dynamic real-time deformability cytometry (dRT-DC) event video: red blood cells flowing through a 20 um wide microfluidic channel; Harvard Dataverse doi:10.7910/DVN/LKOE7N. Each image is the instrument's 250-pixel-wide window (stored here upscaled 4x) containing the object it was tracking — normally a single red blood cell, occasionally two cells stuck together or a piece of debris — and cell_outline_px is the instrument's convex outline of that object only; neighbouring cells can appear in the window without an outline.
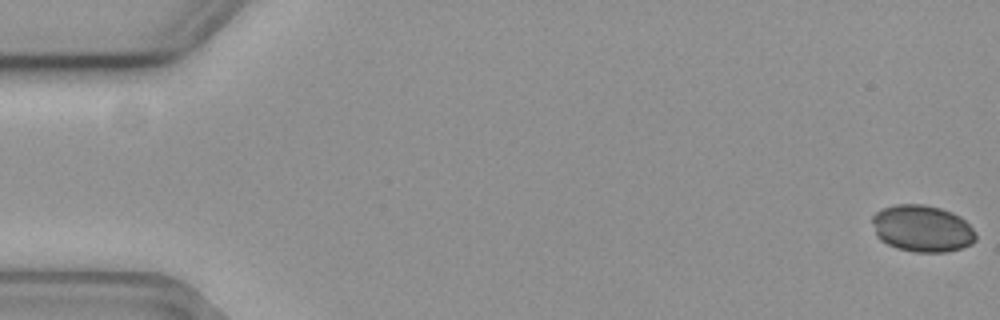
{"species": "common noctule bat (a hibernating species)", "species_latin": "Nyctalus noctula", "temperature_condition": "cold", "stored_images_in_passage": 50, "camera_frame_rate_fps": 3000, "um_per_image_px": 0.085, "animal": {"sex": "female", "body_mass_g": 19.3, "forearm_length_mm": 54.1}, "frame": {"image": 1, "passage_image": 1, "time_ms": 0.0, "image_size_px": [1000, 320], "cell_outline_px": [[976, 240], [972, 244], [948, 252], [916, 252], [896, 248], [880, 240], [876, 236], [872, 220], [872, 216], [876, 212], [884, 208], [896, 204], [924, 204], [940, 208], [952, 212], [960, 216], [972, 228], [976, 236]], "centroid_in_image_um": [78.38, 19.42], "position_along_channel_um": 6.6, "area_um2": 28.26}}
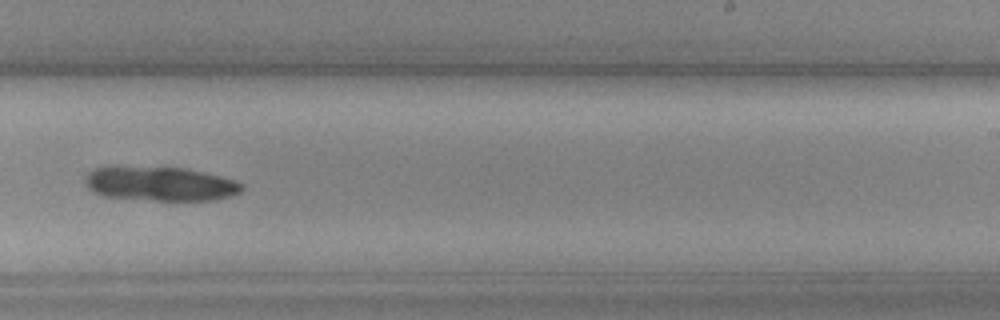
{"frame": {"image": 2, "passage_image": 36, "time_ms": 11.667, "image_size_px": [1000, 320], "cell_outline_px": [[244, 188], [240, 192], [232, 196], [212, 200], [156, 200], [104, 196], [92, 192], [88, 188], [84, 180], [84, 176], [88, 172], [96, 168], [108, 164], [112, 164], [184, 168], [204, 172], [236, 180], [244, 184]], "centroid_in_image_um": [13.56, 15.58], "position_along_channel_um": 275.4, "area_um2": 32.14}}
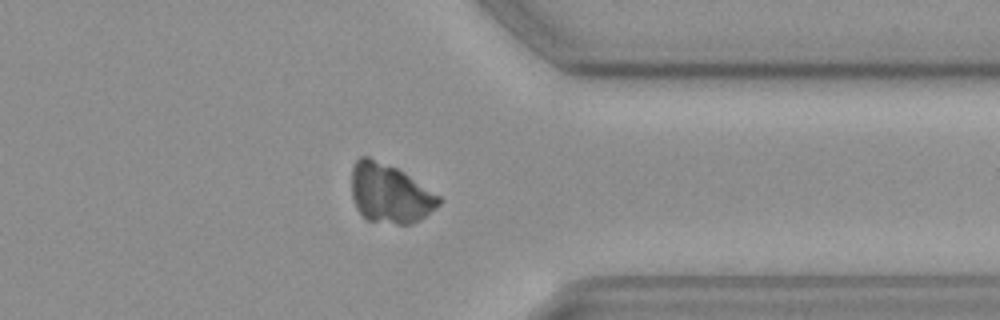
{"frame": {"image": 3, "passage_image": 45, "time_ms": 14.667, "image_size_px": [1000, 320], "cell_outline_px": [[440, 204], [436, 208], [412, 224], [396, 224], [368, 220], [356, 208], [352, 196], [352, 168], [356, 160], [360, 156], [368, 156], [396, 168], [404, 172], [440, 196]], "centroid_in_image_um": [33.12, 16.44], "position_along_channel_um": 378.3, "area_um2": 29.82}}